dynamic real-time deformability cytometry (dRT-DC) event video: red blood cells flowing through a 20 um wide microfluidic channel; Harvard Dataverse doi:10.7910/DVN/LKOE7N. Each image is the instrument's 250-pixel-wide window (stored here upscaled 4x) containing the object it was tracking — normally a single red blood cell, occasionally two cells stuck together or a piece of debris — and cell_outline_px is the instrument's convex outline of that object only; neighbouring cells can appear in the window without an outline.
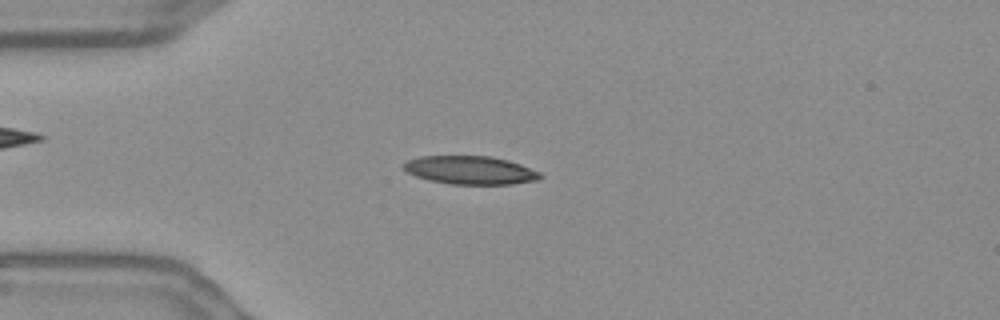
{"species": "Egyptian fruit bat (a non-hibernating species)", "species_latin": "Rousettus aegyptiacus", "temperature_condition": "warm", "stored_images_in_passage": 55, "camera_frame_rate_fps": 3000, "um_per_image_px": 0.085, "frame": {"image": 1, "passage_image": 14, "time_ms": 4.333, "image_size_px": [1000, 320], "cell_outline_px": [[544, 176], [540, 180], [512, 184], [452, 184], [428, 180], [416, 176], [408, 172], [400, 164], [408, 160], [420, 156], [492, 156], [508, 160], [520, 164], [540, 172]], "centroid_in_image_um": [40.0, 14.46], "position_along_channel_um": 45.0, "area_um2": 22.66}}
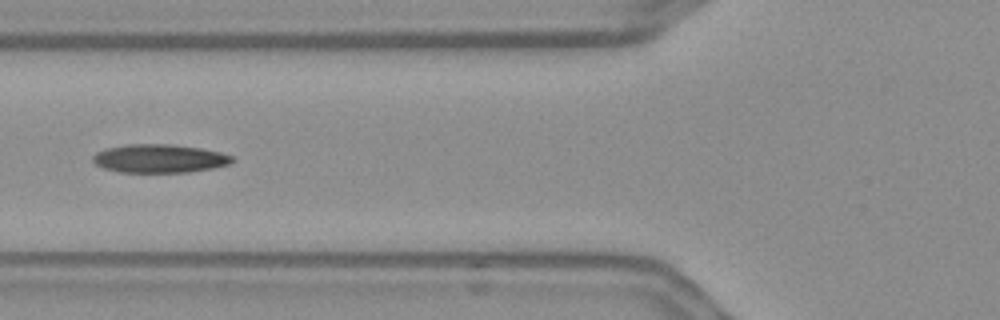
{"frame": {"image": 2, "passage_image": 21, "time_ms": 6.667, "image_size_px": [1000, 320], "cell_outline_px": [[236, 160], [228, 164], [212, 168], [188, 172], [120, 172], [104, 168], [96, 164], [92, 160], [92, 156], [96, 152], [104, 148], [128, 144], [172, 144], [200, 148], [220, 152], [232, 156]], "centroid_in_image_um": [13.53, 13.46], "position_along_channel_um": 112.3, "area_um2": 23.12}}
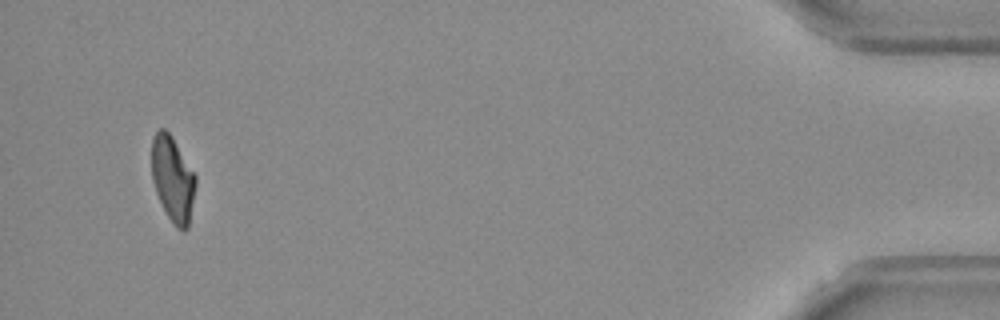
{"frame": {"image": 3, "passage_image": 53, "time_ms": 17.333, "image_size_px": [1000, 320], "cell_outline_px": [[196, 184], [188, 228], [184, 232], [176, 228], [172, 224], [156, 192], [152, 180], [152, 140], [156, 132], [160, 128], [164, 128], [172, 136], [196, 176]], "centroid_in_image_um": [14.69, 15.23], "position_along_channel_um": 420.5, "area_um2": 21.73}, "authors_computed_cell_mechanics": {"area_um2": 22.542, "velocity_mm_per_s": 3.6269, "shape_relaxation_time_tau1_ms": null, "shape_relaxation_time_tau2_ms": 4.4148, "deformation_change_tau1": null, "deformation_change_tau2": 0.1257}}